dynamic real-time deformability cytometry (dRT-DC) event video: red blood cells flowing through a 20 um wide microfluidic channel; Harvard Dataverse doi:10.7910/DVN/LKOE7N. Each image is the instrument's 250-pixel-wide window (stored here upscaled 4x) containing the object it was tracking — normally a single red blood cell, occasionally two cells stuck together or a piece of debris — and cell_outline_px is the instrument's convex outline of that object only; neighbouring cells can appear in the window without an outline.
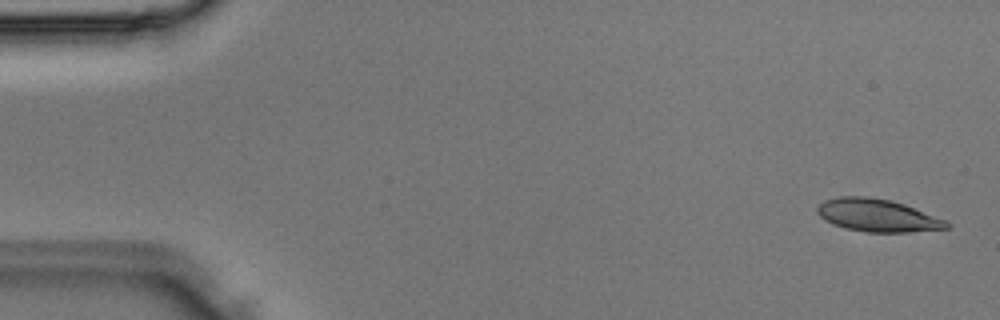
{"species": "Egyptian fruit bat (a non-hibernating species)", "species_latin": "Rousettus aegyptiacus", "temperature_condition": "room temperature", "stored_images_in_passage": 4, "camera_frame_rate_fps": 3000, "um_per_image_px": 0.085, "animal": {"sex": "male"}, "frame": {"image": 1, "passage_image": 1, "time_ms": 0.0, "image_size_px": [1000, 320], "cell_outline_px": [[952, 224], [948, 228], [908, 232], [868, 232], [844, 228], [832, 224], [824, 220], [816, 212], [816, 208], [824, 200], [840, 196], [868, 196], [888, 200], [904, 204], [948, 220]], "centroid_in_image_um": [74.59, 18.31], "position_along_channel_um": 10.4, "area_um2": 24.74}}
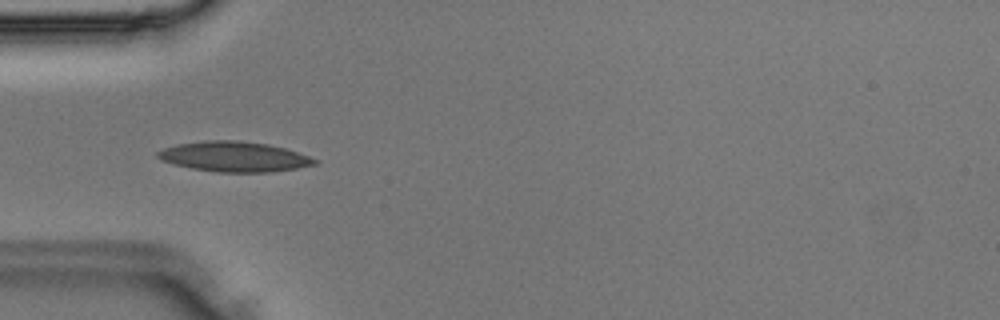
{"frame": {"image": 2, "passage_image": 4, "time_ms": 1.0, "image_size_px": [1000, 320], "cell_outline_px": [[320, 164], [296, 168], [268, 172], [216, 172], [192, 168], [160, 160], [156, 156], [156, 152], [164, 148], [176, 144], [204, 140], [236, 140], [268, 144], [284, 148], [320, 160]], "centroid_in_image_um": [19.91, 13.31], "position_along_channel_um": 65.1, "area_um2": 27.57}}